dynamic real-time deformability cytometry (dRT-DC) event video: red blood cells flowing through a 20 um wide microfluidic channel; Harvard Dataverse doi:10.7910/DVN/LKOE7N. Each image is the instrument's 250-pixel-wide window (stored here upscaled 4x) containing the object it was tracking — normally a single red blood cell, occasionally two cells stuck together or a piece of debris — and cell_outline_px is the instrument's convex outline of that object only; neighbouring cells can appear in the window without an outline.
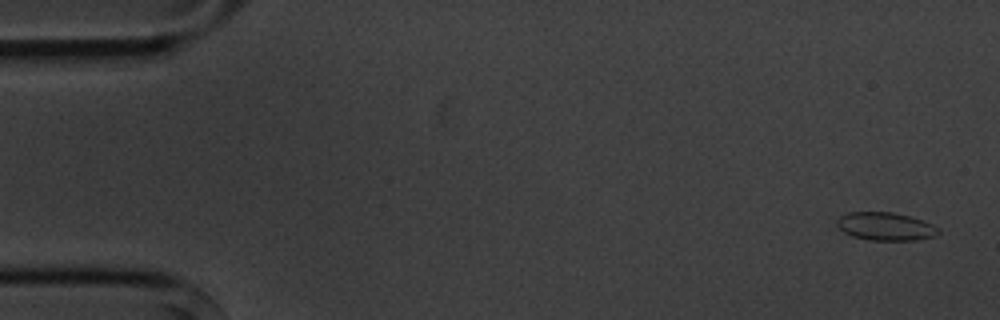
{"species": "common noctule bat (a hibernating species)", "species_latin": "Nyctalus noctula", "temperature_condition": "cold", "stored_images_in_passage": 4, "camera_frame_rate_fps": 3000, "um_per_image_px": 0.085, "animal": {"sex": "male", "body_mass_g": 20.1, "forearm_length_mm": 53.5}, "frame": {"image": 1, "passage_image": 1, "time_ms": 0.0, "image_size_px": [1000, 320], "cell_outline_px": [[940, 232], [932, 236], [916, 240], [868, 240], [852, 236], [844, 232], [836, 224], [836, 220], [840, 216], [848, 212], [892, 212], [924, 220], [940, 228]], "centroid_in_image_um": [75.26, 19.24], "position_along_channel_um": 9.7, "area_um2": 16.59}}
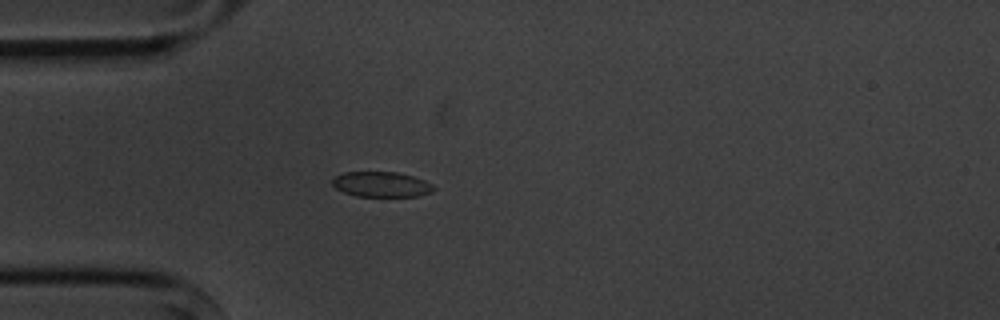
{"frame": {"image": 2, "passage_image": 4, "time_ms": 4.333, "image_size_px": [1000, 320], "cell_outline_px": [[436, 188], [432, 192], [416, 196], [356, 196], [344, 192], [336, 188], [332, 184], [332, 180], [336, 176], [344, 172], [396, 172], [412, 176], [424, 180], [432, 184]], "centroid_in_image_um": [32.42, 15.67], "position_along_channel_um": 52.6, "area_um2": 14.8}}